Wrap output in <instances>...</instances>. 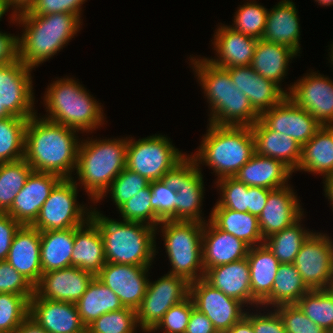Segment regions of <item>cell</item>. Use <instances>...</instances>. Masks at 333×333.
<instances>
[{
  "mask_svg": "<svg viewBox=\"0 0 333 333\" xmlns=\"http://www.w3.org/2000/svg\"><path fill=\"white\" fill-rule=\"evenodd\" d=\"M150 184L126 201L118 211L124 221L140 222L156 228V212L151 204Z\"/></svg>",
  "mask_w": 333,
  "mask_h": 333,
  "instance_id": "7dc6e473",
  "label": "cell"
},
{
  "mask_svg": "<svg viewBox=\"0 0 333 333\" xmlns=\"http://www.w3.org/2000/svg\"><path fill=\"white\" fill-rule=\"evenodd\" d=\"M251 314V324L255 333H286L283 321L274 308L273 312Z\"/></svg>",
  "mask_w": 333,
  "mask_h": 333,
  "instance_id": "9f6ffc18",
  "label": "cell"
},
{
  "mask_svg": "<svg viewBox=\"0 0 333 333\" xmlns=\"http://www.w3.org/2000/svg\"><path fill=\"white\" fill-rule=\"evenodd\" d=\"M105 263L102 235L97 224L89 218L83 225L75 227L71 266L80 268L96 277Z\"/></svg>",
  "mask_w": 333,
  "mask_h": 333,
  "instance_id": "83f0119b",
  "label": "cell"
},
{
  "mask_svg": "<svg viewBox=\"0 0 333 333\" xmlns=\"http://www.w3.org/2000/svg\"><path fill=\"white\" fill-rule=\"evenodd\" d=\"M193 308V301L191 297L188 296L180 303L168 309L163 319L151 332L162 329L163 333H185Z\"/></svg>",
  "mask_w": 333,
  "mask_h": 333,
  "instance_id": "f5cc1de1",
  "label": "cell"
},
{
  "mask_svg": "<svg viewBox=\"0 0 333 333\" xmlns=\"http://www.w3.org/2000/svg\"><path fill=\"white\" fill-rule=\"evenodd\" d=\"M269 10L261 39L288 46L300 53V21L295 4L292 0H282Z\"/></svg>",
  "mask_w": 333,
  "mask_h": 333,
  "instance_id": "f1b7e54d",
  "label": "cell"
},
{
  "mask_svg": "<svg viewBox=\"0 0 333 333\" xmlns=\"http://www.w3.org/2000/svg\"><path fill=\"white\" fill-rule=\"evenodd\" d=\"M214 50L218 58H207L214 66L230 68L235 66H249L254 57L257 38L235 31L230 26L219 25L215 30Z\"/></svg>",
  "mask_w": 333,
  "mask_h": 333,
  "instance_id": "4316f807",
  "label": "cell"
},
{
  "mask_svg": "<svg viewBox=\"0 0 333 333\" xmlns=\"http://www.w3.org/2000/svg\"><path fill=\"white\" fill-rule=\"evenodd\" d=\"M44 103L48 114L44 117L77 131L91 132L104 124L100 103L72 78H62L45 91Z\"/></svg>",
  "mask_w": 333,
  "mask_h": 333,
  "instance_id": "8992f818",
  "label": "cell"
},
{
  "mask_svg": "<svg viewBox=\"0 0 333 333\" xmlns=\"http://www.w3.org/2000/svg\"><path fill=\"white\" fill-rule=\"evenodd\" d=\"M29 316L48 333H87L72 302L42 299L34 293L29 300Z\"/></svg>",
  "mask_w": 333,
  "mask_h": 333,
  "instance_id": "ffe728a7",
  "label": "cell"
},
{
  "mask_svg": "<svg viewBox=\"0 0 333 333\" xmlns=\"http://www.w3.org/2000/svg\"><path fill=\"white\" fill-rule=\"evenodd\" d=\"M208 125L198 153L190 156L198 166L204 163L212 168L217 180L234 177L255 154L251 127Z\"/></svg>",
  "mask_w": 333,
  "mask_h": 333,
  "instance_id": "277c9868",
  "label": "cell"
},
{
  "mask_svg": "<svg viewBox=\"0 0 333 333\" xmlns=\"http://www.w3.org/2000/svg\"><path fill=\"white\" fill-rule=\"evenodd\" d=\"M226 333H255L251 324V313L246 312Z\"/></svg>",
  "mask_w": 333,
  "mask_h": 333,
  "instance_id": "6125c7cd",
  "label": "cell"
},
{
  "mask_svg": "<svg viewBox=\"0 0 333 333\" xmlns=\"http://www.w3.org/2000/svg\"><path fill=\"white\" fill-rule=\"evenodd\" d=\"M190 60L204 96L209 101V123L216 125L230 111V97L236 91V86L225 68L214 66L207 58L191 57Z\"/></svg>",
  "mask_w": 333,
  "mask_h": 333,
  "instance_id": "e0dca14e",
  "label": "cell"
},
{
  "mask_svg": "<svg viewBox=\"0 0 333 333\" xmlns=\"http://www.w3.org/2000/svg\"><path fill=\"white\" fill-rule=\"evenodd\" d=\"M31 71L19 59L0 65V105L11 116L29 119L37 114Z\"/></svg>",
  "mask_w": 333,
  "mask_h": 333,
  "instance_id": "4fadbf2b",
  "label": "cell"
},
{
  "mask_svg": "<svg viewBox=\"0 0 333 333\" xmlns=\"http://www.w3.org/2000/svg\"><path fill=\"white\" fill-rule=\"evenodd\" d=\"M27 121L15 116L0 120V163L24 158Z\"/></svg>",
  "mask_w": 333,
  "mask_h": 333,
  "instance_id": "60d3db41",
  "label": "cell"
},
{
  "mask_svg": "<svg viewBox=\"0 0 333 333\" xmlns=\"http://www.w3.org/2000/svg\"><path fill=\"white\" fill-rule=\"evenodd\" d=\"M76 129L52 122L35 114L27 121L25 161L33 171L69 179L76 169L79 142Z\"/></svg>",
  "mask_w": 333,
  "mask_h": 333,
  "instance_id": "6da1fadb",
  "label": "cell"
},
{
  "mask_svg": "<svg viewBox=\"0 0 333 333\" xmlns=\"http://www.w3.org/2000/svg\"><path fill=\"white\" fill-rule=\"evenodd\" d=\"M323 183L325 196L328 197V200L333 208V174L326 177Z\"/></svg>",
  "mask_w": 333,
  "mask_h": 333,
  "instance_id": "03108f58",
  "label": "cell"
},
{
  "mask_svg": "<svg viewBox=\"0 0 333 333\" xmlns=\"http://www.w3.org/2000/svg\"><path fill=\"white\" fill-rule=\"evenodd\" d=\"M32 171L33 168L24 158L0 163V213H6L10 209Z\"/></svg>",
  "mask_w": 333,
  "mask_h": 333,
  "instance_id": "ab89813d",
  "label": "cell"
},
{
  "mask_svg": "<svg viewBox=\"0 0 333 333\" xmlns=\"http://www.w3.org/2000/svg\"><path fill=\"white\" fill-rule=\"evenodd\" d=\"M252 297L261 304L272 292L281 264L265 244L250 247L247 254Z\"/></svg>",
  "mask_w": 333,
  "mask_h": 333,
  "instance_id": "d6a6232c",
  "label": "cell"
},
{
  "mask_svg": "<svg viewBox=\"0 0 333 333\" xmlns=\"http://www.w3.org/2000/svg\"><path fill=\"white\" fill-rule=\"evenodd\" d=\"M150 182L143 176L125 168L110 184L108 190L96 201L102 200L108 191L119 209L126 201L135 196L140 190L145 189ZM110 189V190H109Z\"/></svg>",
  "mask_w": 333,
  "mask_h": 333,
  "instance_id": "bcb514c9",
  "label": "cell"
},
{
  "mask_svg": "<svg viewBox=\"0 0 333 333\" xmlns=\"http://www.w3.org/2000/svg\"><path fill=\"white\" fill-rule=\"evenodd\" d=\"M203 279L213 288L219 289L225 295L239 300L244 305L251 304L256 308L260 307V304L252 297L247 257L207 269Z\"/></svg>",
  "mask_w": 333,
  "mask_h": 333,
  "instance_id": "484cf974",
  "label": "cell"
},
{
  "mask_svg": "<svg viewBox=\"0 0 333 333\" xmlns=\"http://www.w3.org/2000/svg\"><path fill=\"white\" fill-rule=\"evenodd\" d=\"M11 115L0 105V120L10 117Z\"/></svg>",
  "mask_w": 333,
  "mask_h": 333,
  "instance_id": "a7ac6f4b",
  "label": "cell"
},
{
  "mask_svg": "<svg viewBox=\"0 0 333 333\" xmlns=\"http://www.w3.org/2000/svg\"><path fill=\"white\" fill-rule=\"evenodd\" d=\"M249 248L242 240L219 229L210 219L204 223L202 233L204 271L246 258Z\"/></svg>",
  "mask_w": 333,
  "mask_h": 333,
  "instance_id": "d4e9b609",
  "label": "cell"
},
{
  "mask_svg": "<svg viewBox=\"0 0 333 333\" xmlns=\"http://www.w3.org/2000/svg\"><path fill=\"white\" fill-rule=\"evenodd\" d=\"M43 273L71 266L75 228L40 232Z\"/></svg>",
  "mask_w": 333,
  "mask_h": 333,
  "instance_id": "e575fe53",
  "label": "cell"
},
{
  "mask_svg": "<svg viewBox=\"0 0 333 333\" xmlns=\"http://www.w3.org/2000/svg\"><path fill=\"white\" fill-rule=\"evenodd\" d=\"M298 170L323 175V179L333 174V126H322L315 135L302 146Z\"/></svg>",
  "mask_w": 333,
  "mask_h": 333,
  "instance_id": "1f68e13d",
  "label": "cell"
},
{
  "mask_svg": "<svg viewBox=\"0 0 333 333\" xmlns=\"http://www.w3.org/2000/svg\"><path fill=\"white\" fill-rule=\"evenodd\" d=\"M21 226L7 213H0V261H6L14 235Z\"/></svg>",
  "mask_w": 333,
  "mask_h": 333,
  "instance_id": "6f0895ef",
  "label": "cell"
},
{
  "mask_svg": "<svg viewBox=\"0 0 333 333\" xmlns=\"http://www.w3.org/2000/svg\"><path fill=\"white\" fill-rule=\"evenodd\" d=\"M75 305L86 327L104 313L124 308L115 292L97 277H94Z\"/></svg>",
  "mask_w": 333,
  "mask_h": 333,
  "instance_id": "8d00e7d4",
  "label": "cell"
},
{
  "mask_svg": "<svg viewBox=\"0 0 333 333\" xmlns=\"http://www.w3.org/2000/svg\"><path fill=\"white\" fill-rule=\"evenodd\" d=\"M129 138L126 147V168L138 173L149 182L162 177L187 154L179 151L163 135H152L133 141Z\"/></svg>",
  "mask_w": 333,
  "mask_h": 333,
  "instance_id": "ba28073f",
  "label": "cell"
},
{
  "mask_svg": "<svg viewBox=\"0 0 333 333\" xmlns=\"http://www.w3.org/2000/svg\"><path fill=\"white\" fill-rule=\"evenodd\" d=\"M77 183L73 178L61 179L51 190L49 197L42 205L38 218L31 226L43 232L83 225L90 218L92 210L76 203Z\"/></svg>",
  "mask_w": 333,
  "mask_h": 333,
  "instance_id": "9c48e42d",
  "label": "cell"
},
{
  "mask_svg": "<svg viewBox=\"0 0 333 333\" xmlns=\"http://www.w3.org/2000/svg\"><path fill=\"white\" fill-rule=\"evenodd\" d=\"M189 296L194 308L210 319L218 333H226L246 313L242 302L213 288L203 278L190 283Z\"/></svg>",
  "mask_w": 333,
  "mask_h": 333,
  "instance_id": "5bb4252c",
  "label": "cell"
},
{
  "mask_svg": "<svg viewBox=\"0 0 333 333\" xmlns=\"http://www.w3.org/2000/svg\"><path fill=\"white\" fill-rule=\"evenodd\" d=\"M14 333H48L41 325H39L33 318L28 316Z\"/></svg>",
  "mask_w": 333,
  "mask_h": 333,
  "instance_id": "be15d7a7",
  "label": "cell"
},
{
  "mask_svg": "<svg viewBox=\"0 0 333 333\" xmlns=\"http://www.w3.org/2000/svg\"><path fill=\"white\" fill-rule=\"evenodd\" d=\"M11 22L23 25L18 37V59L28 68L51 59L80 30L81 19L70 13L32 15L28 11L13 16Z\"/></svg>",
  "mask_w": 333,
  "mask_h": 333,
  "instance_id": "7a4b0ae2",
  "label": "cell"
},
{
  "mask_svg": "<svg viewBox=\"0 0 333 333\" xmlns=\"http://www.w3.org/2000/svg\"><path fill=\"white\" fill-rule=\"evenodd\" d=\"M260 120L272 131L286 134L299 145H305L322 125L308 111L296 106L288 97L264 111Z\"/></svg>",
  "mask_w": 333,
  "mask_h": 333,
  "instance_id": "ac0fdd59",
  "label": "cell"
},
{
  "mask_svg": "<svg viewBox=\"0 0 333 333\" xmlns=\"http://www.w3.org/2000/svg\"><path fill=\"white\" fill-rule=\"evenodd\" d=\"M90 218L103 238L106 262L151 266L156 251V228L140 222L109 219L92 209Z\"/></svg>",
  "mask_w": 333,
  "mask_h": 333,
  "instance_id": "3957f363",
  "label": "cell"
},
{
  "mask_svg": "<svg viewBox=\"0 0 333 333\" xmlns=\"http://www.w3.org/2000/svg\"><path fill=\"white\" fill-rule=\"evenodd\" d=\"M60 180L55 174L32 171L6 213L21 225L31 226L51 190Z\"/></svg>",
  "mask_w": 333,
  "mask_h": 333,
  "instance_id": "d6986e66",
  "label": "cell"
},
{
  "mask_svg": "<svg viewBox=\"0 0 333 333\" xmlns=\"http://www.w3.org/2000/svg\"><path fill=\"white\" fill-rule=\"evenodd\" d=\"M296 56L298 54L288 46L258 39L250 66L259 75L280 86L287 75L290 59Z\"/></svg>",
  "mask_w": 333,
  "mask_h": 333,
  "instance_id": "836d02e7",
  "label": "cell"
},
{
  "mask_svg": "<svg viewBox=\"0 0 333 333\" xmlns=\"http://www.w3.org/2000/svg\"><path fill=\"white\" fill-rule=\"evenodd\" d=\"M272 190L264 187L247 186L248 194V212L259 217Z\"/></svg>",
  "mask_w": 333,
  "mask_h": 333,
  "instance_id": "91938a15",
  "label": "cell"
},
{
  "mask_svg": "<svg viewBox=\"0 0 333 333\" xmlns=\"http://www.w3.org/2000/svg\"><path fill=\"white\" fill-rule=\"evenodd\" d=\"M41 236L38 229L22 225L15 233L6 261L21 273L34 287L40 282Z\"/></svg>",
  "mask_w": 333,
  "mask_h": 333,
  "instance_id": "cb8c5ba5",
  "label": "cell"
},
{
  "mask_svg": "<svg viewBox=\"0 0 333 333\" xmlns=\"http://www.w3.org/2000/svg\"><path fill=\"white\" fill-rule=\"evenodd\" d=\"M318 2V5L322 6H330L333 5V0H315Z\"/></svg>",
  "mask_w": 333,
  "mask_h": 333,
  "instance_id": "89a4df30",
  "label": "cell"
},
{
  "mask_svg": "<svg viewBox=\"0 0 333 333\" xmlns=\"http://www.w3.org/2000/svg\"><path fill=\"white\" fill-rule=\"evenodd\" d=\"M86 0H36L28 12L32 15L70 13L81 17L82 5Z\"/></svg>",
  "mask_w": 333,
  "mask_h": 333,
  "instance_id": "11a10c76",
  "label": "cell"
},
{
  "mask_svg": "<svg viewBox=\"0 0 333 333\" xmlns=\"http://www.w3.org/2000/svg\"><path fill=\"white\" fill-rule=\"evenodd\" d=\"M209 217L219 229L237 237L249 247L264 244L258 217L249 212H238L227 208H212Z\"/></svg>",
  "mask_w": 333,
  "mask_h": 333,
  "instance_id": "d590c367",
  "label": "cell"
},
{
  "mask_svg": "<svg viewBox=\"0 0 333 333\" xmlns=\"http://www.w3.org/2000/svg\"><path fill=\"white\" fill-rule=\"evenodd\" d=\"M295 194L289 185L269 193L265 207L258 217L263 239L282 231L303 215L304 211Z\"/></svg>",
  "mask_w": 333,
  "mask_h": 333,
  "instance_id": "603a6c76",
  "label": "cell"
},
{
  "mask_svg": "<svg viewBox=\"0 0 333 333\" xmlns=\"http://www.w3.org/2000/svg\"><path fill=\"white\" fill-rule=\"evenodd\" d=\"M163 241L172 269L168 274L185 278L189 283L204 277L202 233L198 221L163 220ZM199 272V273H198Z\"/></svg>",
  "mask_w": 333,
  "mask_h": 333,
  "instance_id": "52a82bcc",
  "label": "cell"
},
{
  "mask_svg": "<svg viewBox=\"0 0 333 333\" xmlns=\"http://www.w3.org/2000/svg\"><path fill=\"white\" fill-rule=\"evenodd\" d=\"M137 326L136 311L124 307L95 319L87 326V333H134Z\"/></svg>",
  "mask_w": 333,
  "mask_h": 333,
  "instance_id": "7bdbcfd3",
  "label": "cell"
},
{
  "mask_svg": "<svg viewBox=\"0 0 333 333\" xmlns=\"http://www.w3.org/2000/svg\"><path fill=\"white\" fill-rule=\"evenodd\" d=\"M9 9L12 8V15L16 16L17 14L28 11L36 0H4Z\"/></svg>",
  "mask_w": 333,
  "mask_h": 333,
  "instance_id": "e7e4bbea",
  "label": "cell"
},
{
  "mask_svg": "<svg viewBox=\"0 0 333 333\" xmlns=\"http://www.w3.org/2000/svg\"><path fill=\"white\" fill-rule=\"evenodd\" d=\"M18 60V36L0 31V65Z\"/></svg>",
  "mask_w": 333,
  "mask_h": 333,
  "instance_id": "680465c9",
  "label": "cell"
},
{
  "mask_svg": "<svg viewBox=\"0 0 333 333\" xmlns=\"http://www.w3.org/2000/svg\"><path fill=\"white\" fill-rule=\"evenodd\" d=\"M275 308L283 321L286 333H329L308 318L297 304H284Z\"/></svg>",
  "mask_w": 333,
  "mask_h": 333,
  "instance_id": "f907efd6",
  "label": "cell"
},
{
  "mask_svg": "<svg viewBox=\"0 0 333 333\" xmlns=\"http://www.w3.org/2000/svg\"><path fill=\"white\" fill-rule=\"evenodd\" d=\"M220 189V200L214 208H227L238 212H248L247 185L234 177H226L216 181Z\"/></svg>",
  "mask_w": 333,
  "mask_h": 333,
  "instance_id": "c3c4849f",
  "label": "cell"
},
{
  "mask_svg": "<svg viewBox=\"0 0 333 333\" xmlns=\"http://www.w3.org/2000/svg\"><path fill=\"white\" fill-rule=\"evenodd\" d=\"M225 69L229 72L236 88L247 96L251 106L259 115L280 104L287 97L286 90L259 75L250 65Z\"/></svg>",
  "mask_w": 333,
  "mask_h": 333,
  "instance_id": "44dd1931",
  "label": "cell"
},
{
  "mask_svg": "<svg viewBox=\"0 0 333 333\" xmlns=\"http://www.w3.org/2000/svg\"><path fill=\"white\" fill-rule=\"evenodd\" d=\"M149 268L106 262L96 277L115 292L124 307L136 311L146 294Z\"/></svg>",
  "mask_w": 333,
  "mask_h": 333,
  "instance_id": "2e32d148",
  "label": "cell"
},
{
  "mask_svg": "<svg viewBox=\"0 0 333 333\" xmlns=\"http://www.w3.org/2000/svg\"><path fill=\"white\" fill-rule=\"evenodd\" d=\"M310 289L304 283L293 263L278 267L271 294L260 304L277 307L284 304H296Z\"/></svg>",
  "mask_w": 333,
  "mask_h": 333,
  "instance_id": "74e56055",
  "label": "cell"
},
{
  "mask_svg": "<svg viewBox=\"0 0 333 333\" xmlns=\"http://www.w3.org/2000/svg\"><path fill=\"white\" fill-rule=\"evenodd\" d=\"M288 89L287 97L308 111L322 126H333V81L315 72L307 73Z\"/></svg>",
  "mask_w": 333,
  "mask_h": 333,
  "instance_id": "9a60e30c",
  "label": "cell"
},
{
  "mask_svg": "<svg viewBox=\"0 0 333 333\" xmlns=\"http://www.w3.org/2000/svg\"><path fill=\"white\" fill-rule=\"evenodd\" d=\"M292 173L293 171L282 161L255 153L239 169L234 178L249 187H264L275 190L287 186Z\"/></svg>",
  "mask_w": 333,
  "mask_h": 333,
  "instance_id": "4dcf8cb0",
  "label": "cell"
},
{
  "mask_svg": "<svg viewBox=\"0 0 333 333\" xmlns=\"http://www.w3.org/2000/svg\"><path fill=\"white\" fill-rule=\"evenodd\" d=\"M235 14L231 28L257 39L262 38L268 15L267 8L251 1L240 6Z\"/></svg>",
  "mask_w": 333,
  "mask_h": 333,
  "instance_id": "ee69618b",
  "label": "cell"
},
{
  "mask_svg": "<svg viewBox=\"0 0 333 333\" xmlns=\"http://www.w3.org/2000/svg\"><path fill=\"white\" fill-rule=\"evenodd\" d=\"M260 115L253 109L247 96L236 88L230 97V111L216 124L217 126H253Z\"/></svg>",
  "mask_w": 333,
  "mask_h": 333,
  "instance_id": "681fc988",
  "label": "cell"
},
{
  "mask_svg": "<svg viewBox=\"0 0 333 333\" xmlns=\"http://www.w3.org/2000/svg\"><path fill=\"white\" fill-rule=\"evenodd\" d=\"M0 293L23 295L30 300L35 287L7 261H0Z\"/></svg>",
  "mask_w": 333,
  "mask_h": 333,
  "instance_id": "db71d44e",
  "label": "cell"
},
{
  "mask_svg": "<svg viewBox=\"0 0 333 333\" xmlns=\"http://www.w3.org/2000/svg\"><path fill=\"white\" fill-rule=\"evenodd\" d=\"M303 216L304 214L282 231L276 232L264 239V244L280 263H294L302 244L312 233L306 229L304 230L300 225L301 223L299 222H301Z\"/></svg>",
  "mask_w": 333,
  "mask_h": 333,
  "instance_id": "f35d334b",
  "label": "cell"
},
{
  "mask_svg": "<svg viewBox=\"0 0 333 333\" xmlns=\"http://www.w3.org/2000/svg\"><path fill=\"white\" fill-rule=\"evenodd\" d=\"M293 264L310 290L333 288V241L327 234L312 232Z\"/></svg>",
  "mask_w": 333,
  "mask_h": 333,
  "instance_id": "7c38bea8",
  "label": "cell"
},
{
  "mask_svg": "<svg viewBox=\"0 0 333 333\" xmlns=\"http://www.w3.org/2000/svg\"><path fill=\"white\" fill-rule=\"evenodd\" d=\"M255 153L282 161L293 172L301 159L302 146L286 134L270 130L260 119L251 126Z\"/></svg>",
  "mask_w": 333,
  "mask_h": 333,
  "instance_id": "f546056e",
  "label": "cell"
},
{
  "mask_svg": "<svg viewBox=\"0 0 333 333\" xmlns=\"http://www.w3.org/2000/svg\"><path fill=\"white\" fill-rule=\"evenodd\" d=\"M29 316V300L23 295L0 293V333H14Z\"/></svg>",
  "mask_w": 333,
  "mask_h": 333,
  "instance_id": "f6af8a7d",
  "label": "cell"
},
{
  "mask_svg": "<svg viewBox=\"0 0 333 333\" xmlns=\"http://www.w3.org/2000/svg\"><path fill=\"white\" fill-rule=\"evenodd\" d=\"M185 333H218L210 319L196 308L192 309Z\"/></svg>",
  "mask_w": 333,
  "mask_h": 333,
  "instance_id": "94428289",
  "label": "cell"
},
{
  "mask_svg": "<svg viewBox=\"0 0 333 333\" xmlns=\"http://www.w3.org/2000/svg\"><path fill=\"white\" fill-rule=\"evenodd\" d=\"M151 204L156 212V226L163 220H175V199L177 192L171 190L162 180L150 182Z\"/></svg>",
  "mask_w": 333,
  "mask_h": 333,
  "instance_id": "816d5d0a",
  "label": "cell"
},
{
  "mask_svg": "<svg viewBox=\"0 0 333 333\" xmlns=\"http://www.w3.org/2000/svg\"><path fill=\"white\" fill-rule=\"evenodd\" d=\"M8 7L4 0H0V20L2 19L3 15L7 13Z\"/></svg>",
  "mask_w": 333,
  "mask_h": 333,
  "instance_id": "003e7915",
  "label": "cell"
},
{
  "mask_svg": "<svg viewBox=\"0 0 333 333\" xmlns=\"http://www.w3.org/2000/svg\"><path fill=\"white\" fill-rule=\"evenodd\" d=\"M94 275L80 268H67L42 273L35 293L42 299L76 303L85 293Z\"/></svg>",
  "mask_w": 333,
  "mask_h": 333,
  "instance_id": "7402d4cb",
  "label": "cell"
},
{
  "mask_svg": "<svg viewBox=\"0 0 333 333\" xmlns=\"http://www.w3.org/2000/svg\"><path fill=\"white\" fill-rule=\"evenodd\" d=\"M296 304L315 324L333 332V288L309 290Z\"/></svg>",
  "mask_w": 333,
  "mask_h": 333,
  "instance_id": "b9f144b4",
  "label": "cell"
},
{
  "mask_svg": "<svg viewBox=\"0 0 333 333\" xmlns=\"http://www.w3.org/2000/svg\"><path fill=\"white\" fill-rule=\"evenodd\" d=\"M189 289L190 283L178 275L167 273L153 283L149 280L146 294L136 310L139 328L151 333L168 309L189 296Z\"/></svg>",
  "mask_w": 333,
  "mask_h": 333,
  "instance_id": "8fae6325",
  "label": "cell"
},
{
  "mask_svg": "<svg viewBox=\"0 0 333 333\" xmlns=\"http://www.w3.org/2000/svg\"><path fill=\"white\" fill-rule=\"evenodd\" d=\"M199 167L190 155H186L161 179L171 190L177 192L175 220L202 223L207 221L201 215L205 190L203 175Z\"/></svg>",
  "mask_w": 333,
  "mask_h": 333,
  "instance_id": "30bf717a",
  "label": "cell"
},
{
  "mask_svg": "<svg viewBox=\"0 0 333 333\" xmlns=\"http://www.w3.org/2000/svg\"><path fill=\"white\" fill-rule=\"evenodd\" d=\"M89 140L79 143L75 170L79 186L95 203L126 168L128 138Z\"/></svg>",
  "mask_w": 333,
  "mask_h": 333,
  "instance_id": "5b68a950",
  "label": "cell"
},
{
  "mask_svg": "<svg viewBox=\"0 0 333 333\" xmlns=\"http://www.w3.org/2000/svg\"><path fill=\"white\" fill-rule=\"evenodd\" d=\"M329 57H330V60H331V64L333 65V42H332V44H331V52H329Z\"/></svg>",
  "mask_w": 333,
  "mask_h": 333,
  "instance_id": "2644e50d",
  "label": "cell"
}]
</instances>
